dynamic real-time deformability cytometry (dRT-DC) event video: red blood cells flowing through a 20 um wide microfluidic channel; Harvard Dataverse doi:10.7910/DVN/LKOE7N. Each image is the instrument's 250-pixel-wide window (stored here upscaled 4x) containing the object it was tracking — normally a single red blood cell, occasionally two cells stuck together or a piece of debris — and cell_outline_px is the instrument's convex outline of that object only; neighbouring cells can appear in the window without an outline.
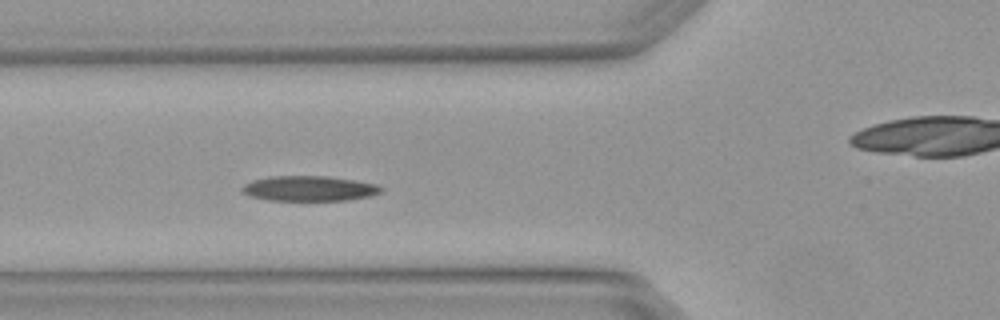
{"species": "Egyptian fruit bat (a non-hibernating species)", "species_latin": "Rousettus aegyptiacus", "temperature_condition": "warm", "stored_images_in_passage": 5, "camera_frame_rate_fps": 3000, "um_per_image_px": 0.085, "animal": {"sex": "female"}, "frame": {"image": 1, "passage_image": 4, "time_ms": 1.0, "image_size_px": [1000, 320], "cell_outline_px": [[384, 188], [380, 192], [372, 196], [348, 200], [268, 200], [252, 196], [244, 192], [240, 188], [244, 184], [252, 180], [268, 176], [328, 176], [376, 184]], "centroid_in_image_um": [26.28, 16.01], "position_along_channel_um": 99.5, "area_um2": 20.29}}